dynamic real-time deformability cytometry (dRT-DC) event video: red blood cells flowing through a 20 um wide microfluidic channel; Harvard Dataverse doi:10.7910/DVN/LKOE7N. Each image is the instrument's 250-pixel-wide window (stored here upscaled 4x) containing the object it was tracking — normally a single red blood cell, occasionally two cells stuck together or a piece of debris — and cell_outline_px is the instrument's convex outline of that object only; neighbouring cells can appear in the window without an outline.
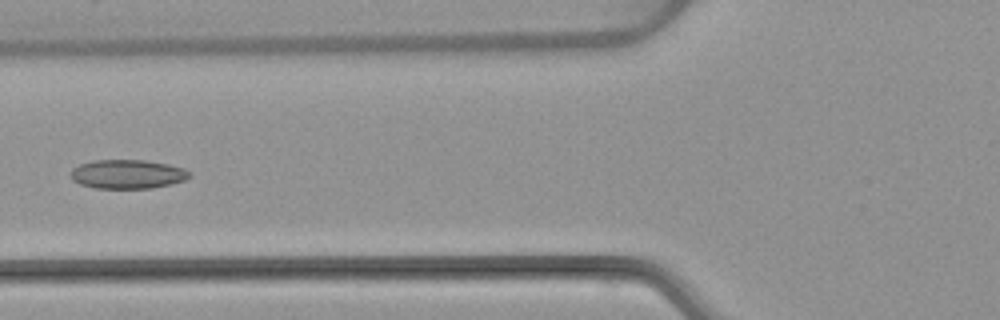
{"species": "common noctule bat (a hibernating species)", "species_latin": "Nyctalus noctula", "temperature_condition": "warm", "stored_images_in_passage": 6, "camera_frame_rate_fps": 3000, "um_per_image_px": 0.085, "animal": {"sex": "female", "body_mass_g": 22.7, "forearm_length_mm": 54.2}, "frame": {"image": 1, "passage_image": 5, "time_ms": 6.333, "image_size_px": [1000, 320], "cell_outline_px": [[192, 176], [184, 180], [172, 184], [152, 188], [96, 188], [80, 184], [72, 180], [72, 168], [80, 164], [92, 160], [144, 160], [168, 164], [184, 168], [192, 172]], "centroid_in_image_um": [10.88, 14.8], "position_along_channel_um": 114.9, "area_um2": 20.17}}
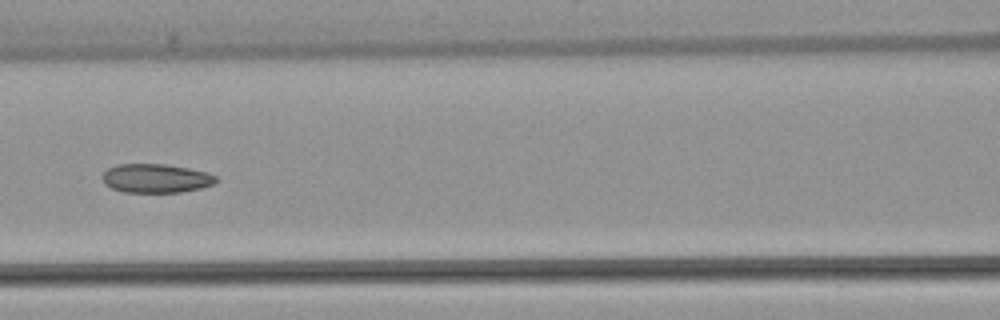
{"frame": {"image": 2, "passage_image": 6, "time_ms": 7.333, "image_size_px": [1000, 320], "cell_outline_px": [[216, 180], [212, 184], [200, 188], [180, 192], [124, 192], [112, 188], [104, 184], [100, 176], [108, 168], [116, 164], [164, 164], [188, 168], [204, 172], [216, 176]], "centroid_in_image_um": [13.18, 15.15], "position_along_channel_um": 153.4, "area_um2": 19.02}}